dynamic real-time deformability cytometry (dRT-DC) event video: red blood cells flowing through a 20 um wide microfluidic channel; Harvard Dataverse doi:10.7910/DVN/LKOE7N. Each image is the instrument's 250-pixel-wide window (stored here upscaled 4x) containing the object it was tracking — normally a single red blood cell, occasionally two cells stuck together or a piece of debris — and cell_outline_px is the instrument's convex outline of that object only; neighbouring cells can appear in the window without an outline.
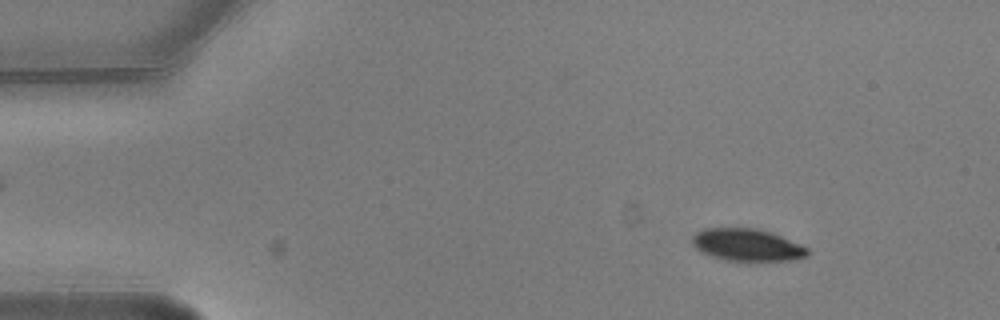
{"species": "common noctule bat (a hibernating species)", "species_latin": "Nyctalus noctula", "temperature_condition": "warm", "stored_images_in_passage": 6, "camera_frame_rate_fps": 3000, "um_per_image_px": 0.085, "animal": {"sex": "male", "body_mass_g": 20.5, "forearm_length_mm": 52.5}, "frame": {"image": 1, "passage_image": 2, "time_ms": 0.333, "image_size_px": [1000, 320], "cell_outline_px": [[808, 256], [796, 260], [724, 260], [700, 252], [692, 244], [692, 236], [696, 232], [704, 228], [756, 228], [772, 232], [800, 244], [808, 248]], "centroid_in_image_um": [63.49, 20.81], "position_along_channel_um": 21.5, "area_um2": 21.68}}
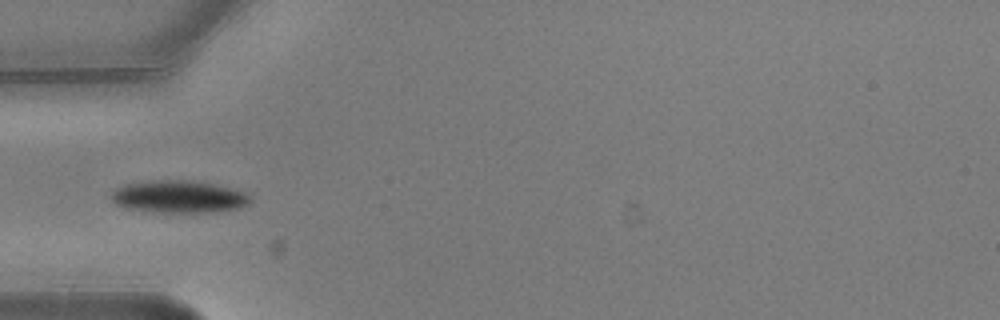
{"frame": {"image": 2, "passage_image": 5, "time_ms": 1.333, "image_size_px": [1000, 320], "cell_outline_px": [[252, 200], [248, 204], [236, 208], [216, 212], [160, 212], [124, 208], [116, 204], [112, 200], [112, 192], [116, 188], [124, 184], [148, 180], [192, 180], [232, 188], [244, 192], [252, 196]], "centroid_in_image_um": [15.19, 16.71], "position_along_channel_um": 69.8, "area_um2": 26.3}}
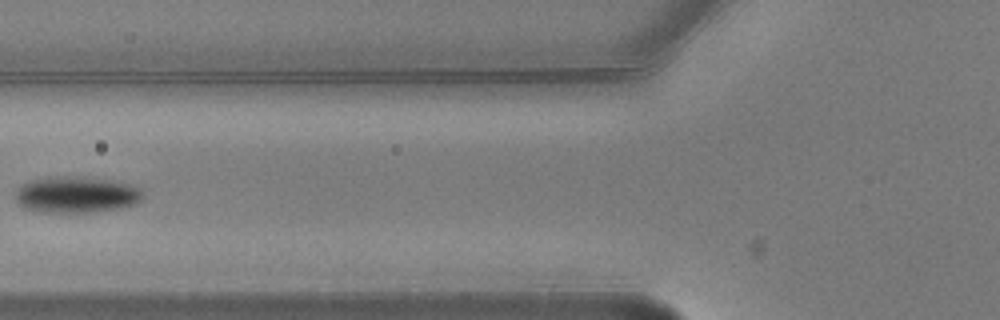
{"frame": {"image": 3, "passage_image": 6, "time_ms": 1.667, "image_size_px": [1000, 320], "cell_outline_px": [[144, 196], [136, 204], [120, 208], [96, 212], [40, 212], [24, 208], [16, 200], [16, 188], [28, 180], [48, 176], [84, 176], [112, 180], [132, 184], [140, 188]], "centroid_in_image_um": [6.49, 16.53], "position_along_channel_um": 119.3, "area_um2": 27.57}}